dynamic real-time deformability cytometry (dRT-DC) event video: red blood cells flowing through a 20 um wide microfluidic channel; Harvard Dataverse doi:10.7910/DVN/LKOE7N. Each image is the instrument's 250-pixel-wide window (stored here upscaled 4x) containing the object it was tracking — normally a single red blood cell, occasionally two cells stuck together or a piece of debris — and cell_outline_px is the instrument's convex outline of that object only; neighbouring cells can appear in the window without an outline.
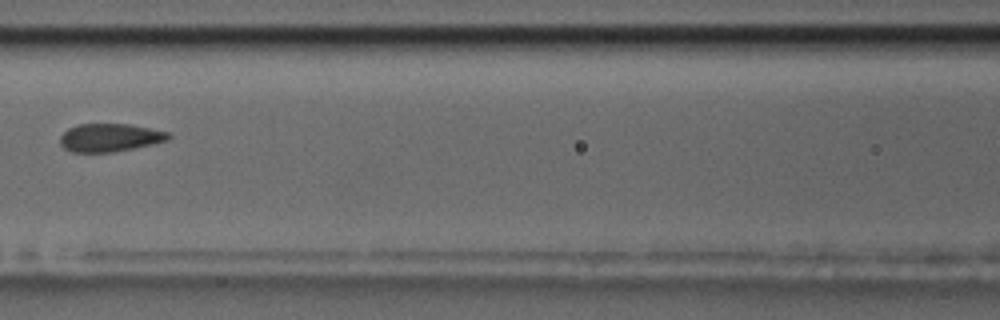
{"species": "common noctule bat (a hibernating species)", "species_latin": "Nyctalus noctula", "temperature_condition": "room temperature", "stored_images_in_passage": 9, "camera_frame_rate_fps": 3000, "um_per_image_px": 0.085, "animal": {"sex": "male", "body_mass_g": 17.5, "forearm_length_mm": 52.3}, "frame": {"image": 1, "passage_image": 8, "time_ms": 8.0, "image_size_px": [1000, 320], "cell_outline_px": [[172, 136], [168, 140], [152, 144], [112, 152], [72, 152], [64, 148], [60, 144], [60, 136], [68, 128], [80, 124], [128, 124], [168, 132]], "centroid_in_image_um": [9.31, 11.69], "position_along_channel_um": 157.3, "area_um2": 17.57}}
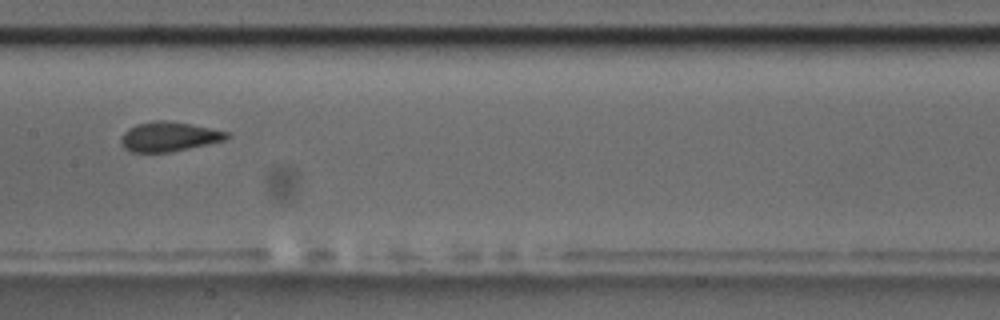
{"frame": {"image": 2, "passage_image": 9, "time_ms": 9.0, "image_size_px": [1000, 320], "cell_outline_px": [[232, 136], [224, 140], [208, 144], [172, 152], [132, 152], [124, 148], [120, 144], [120, 136], [128, 128], [136, 124], [156, 120], [164, 120], [188, 124], [232, 132]], "centroid_in_image_um": [14.36, 11.62], "position_along_channel_um": 193.0, "area_um2": 18.38}}